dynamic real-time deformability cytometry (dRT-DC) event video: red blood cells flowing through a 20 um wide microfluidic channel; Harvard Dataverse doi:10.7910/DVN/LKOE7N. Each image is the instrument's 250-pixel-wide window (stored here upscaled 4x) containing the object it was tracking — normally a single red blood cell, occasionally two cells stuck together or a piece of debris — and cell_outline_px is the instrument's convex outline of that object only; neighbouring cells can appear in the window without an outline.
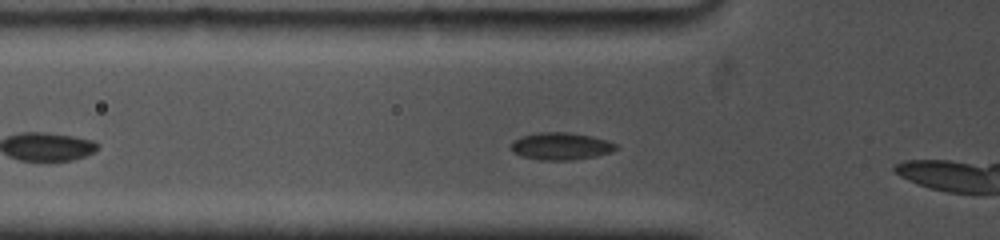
{"species": "common noctule bat (a hibernating species)", "species_latin": "Nyctalus noctula", "temperature_condition": "cold", "stored_images_in_passage": 10, "camera_frame_rate_fps": 5000, "um_per_image_px": 0.085, "animal": {"sex": "female", "body_mass_g": 19.0, "forearm_length_mm": 53.3}, "frame": {"image": 1, "passage_image": 5, "time_ms": 2.2, "image_size_px": [1000, 240], "cell_outline_px": [[620, 148], [612, 152], [596, 156], [572, 160], [540, 160], [524, 156], [512, 152], [512, 144], [520, 136], [536, 132], [568, 132], [592, 136], [616, 144]], "centroid_in_image_um": [47.7, 12.42], "position_along_channel_um": 78.1, "area_um2": 16.65}}